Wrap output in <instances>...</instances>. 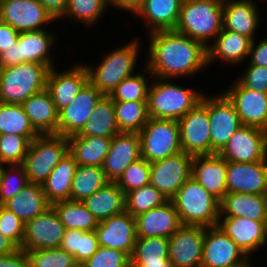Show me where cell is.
<instances>
[{"mask_svg": "<svg viewBox=\"0 0 267 267\" xmlns=\"http://www.w3.org/2000/svg\"><path fill=\"white\" fill-rule=\"evenodd\" d=\"M148 36V59L143 66L153 77L175 81L208 68L207 48L201 42L175 30L156 31Z\"/></svg>", "mask_w": 267, "mask_h": 267, "instance_id": "obj_1", "label": "cell"}, {"mask_svg": "<svg viewBox=\"0 0 267 267\" xmlns=\"http://www.w3.org/2000/svg\"><path fill=\"white\" fill-rule=\"evenodd\" d=\"M141 45V41L135 38L105 53L98 66L85 63L89 82L103 95L109 96L124 79L137 73Z\"/></svg>", "mask_w": 267, "mask_h": 267, "instance_id": "obj_2", "label": "cell"}, {"mask_svg": "<svg viewBox=\"0 0 267 267\" xmlns=\"http://www.w3.org/2000/svg\"><path fill=\"white\" fill-rule=\"evenodd\" d=\"M148 91V116L155 119L179 120L193 109L206 91L187 88L172 79L153 77Z\"/></svg>", "mask_w": 267, "mask_h": 267, "instance_id": "obj_3", "label": "cell"}, {"mask_svg": "<svg viewBox=\"0 0 267 267\" xmlns=\"http://www.w3.org/2000/svg\"><path fill=\"white\" fill-rule=\"evenodd\" d=\"M223 28V0H183L175 31L206 48Z\"/></svg>", "mask_w": 267, "mask_h": 267, "instance_id": "obj_4", "label": "cell"}, {"mask_svg": "<svg viewBox=\"0 0 267 267\" xmlns=\"http://www.w3.org/2000/svg\"><path fill=\"white\" fill-rule=\"evenodd\" d=\"M182 225L217 226L219 201L190 177L171 199Z\"/></svg>", "mask_w": 267, "mask_h": 267, "instance_id": "obj_5", "label": "cell"}, {"mask_svg": "<svg viewBox=\"0 0 267 267\" xmlns=\"http://www.w3.org/2000/svg\"><path fill=\"white\" fill-rule=\"evenodd\" d=\"M48 72L46 65L35 62L0 68V102L23 104L46 88Z\"/></svg>", "mask_w": 267, "mask_h": 267, "instance_id": "obj_6", "label": "cell"}, {"mask_svg": "<svg viewBox=\"0 0 267 267\" xmlns=\"http://www.w3.org/2000/svg\"><path fill=\"white\" fill-rule=\"evenodd\" d=\"M68 152V137L58 134L38 135L31 141L22 163L29 183L42 185Z\"/></svg>", "mask_w": 267, "mask_h": 267, "instance_id": "obj_7", "label": "cell"}, {"mask_svg": "<svg viewBox=\"0 0 267 267\" xmlns=\"http://www.w3.org/2000/svg\"><path fill=\"white\" fill-rule=\"evenodd\" d=\"M138 134L141 157L149 163L182 151L178 120L149 118Z\"/></svg>", "mask_w": 267, "mask_h": 267, "instance_id": "obj_8", "label": "cell"}, {"mask_svg": "<svg viewBox=\"0 0 267 267\" xmlns=\"http://www.w3.org/2000/svg\"><path fill=\"white\" fill-rule=\"evenodd\" d=\"M182 151L191 156L211 155L208 94L178 120Z\"/></svg>", "mask_w": 267, "mask_h": 267, "instance_id": "obj_9", "label": "cell"}, {"mask_svg": "<svg viewBox=\"0 0 267 267\" xmlns=\"http://www.w3.org/2000/svg\"><path fill=\"white\" fill-rule=\"evenodd\" d=\"M193 156L181 151L150 163V184L171 200L191 177Z\"/></svg>", "mask_w": 267, "mask_h": 267, "instance_id": "obj_10", "label": "cell"}, {"mask_svg": "<svg viewBox=\"0 0 267 267\" xmlns=\"http://www.w3.org/2000/svg\"><path fill=\"white\" fill-rule=\"evenodd\" d=\"M227 162L250 163L267 159V131L242 125L218 153Z\"/></svg>", "mask_w": 267, "mask_h": 267, "instance_id": "obj_11", "label": "cell"}, {"mask_svg": "<svg viewBox=\"0 0 267 267\" xmlns=\"http://www.w3.org/2000/svg\"><path fill=\"white\" fill-rule=\"evenodd\" d=\"M211 155L218 154L242 126L234 105L220 92L208 95Z\"/></svg>", "mask_w": 267, "mask_h": 267, "instance_id": "obj_12", "label": "cell"}, {"mask_svg": "<svg viewBox=\"0 0 267 267\" xmlns=\"http://www.w3.org/2000/svg\"><path fill=\"white\" fill-rule=\"evenodd\" d=\"M0 20L19 33L46 29L57 22L39 0H0Z\"/></svg>", "mask_w": 267, "mask_h": 267, "instance_id": "obj_13", "label": "cell"}, {"mask_svg": "<svg viewBox=\"0 0 267 267\" xmlns=\"http://www.w3.org/2000/svg\"><path fill=\"white\" fill-rule=\"evenodd\" d=\"M250 259L217 225L205 227L201 267H239Z\"/></svg>", "mask_w": 267, "mask_h": 267, "instance_id": "obj_14", "label": "cell"}, {"mask_svg": "<svg viewBox=\"0 0 267 267\" xmlns=\"http://www.w3.org/2000/svg\"><path fill=\"white\" fill-rule=\"evenodd\" d=\"M65 230V226L51 206L42 214L25 222L21 249L27 252L59 248Z\"/></svg>", "mask_w": 267, "mask_h": 267, "instance_id": "obj_15", "label": "cell"}, {"mask_svg": "<svg viewBox=\"0 0 267 267\" xmlns=\"http://www.w3.org/2000/svg\"><path fill=\"white\" fill-rule=\"evenodd\" d=\"M222 93L234 105L242 125L267 131V93L246 88L238 79Z\"/></svg>", "mask_w": 267, "mask_h": 267, "instance_id": "obj_16", "label": "cell"}, {"mask_svg": "<svg viewBox=\"0 0 267 267\" xmlns=\"http://www.w3.org/2000/svg\"><path fill=\"white\" fill-rule=\"evenodd\" d=\"M205 227L182 225L168 238V258L173 267H201Z\"/></svg>", "mask_w": 267, "mask_h": 267, "instance_id": "obj_17", "label": "cell"}, {"mask_svg": "<svg viewBox=\"0 0 267 267\" xmlns=\"http://www.w3.org/2000/svg\"><path fill=\"white\" fill-rule=\"evenodd\" d=\"M56 67L49 69L46 89L48 90L53 102L59 112L68 106L79 91L89 81V74L85 64H73L71 68L58 71Z\"/></svg>", "mask_w": 267, "mask_h": 267, "instance_id": "obj_18", "label": "cell"}, {"mask_svg": "<svg viewBox=\"0 0 267 267\" xmlns=\"http://www.w3.org/2000/svg\"><path fill=\"white\" fill-rule=\"evenodd\" d=\"M218 226L232 238L251 260L253 253L267 246L266 221H253L245 217L219 216Z\"/></svg>", "mask_w": 267, "mask_h": 267, "instance_id": "obj_19", "label": "cell"}, {"mask_svg": "<svg viewBox=\"0 0 267 267\" xmlns=\"http://www.w3.org/2000/svg\"><path fill=\"white\" fill-rule=\"evenodd\" d=\"M102 96L103 94L88 81L74 100L59 111L58 135L70 137L78 134Z\"/></svg>", "mask_w": 267, "mask_h": 267, "instance_id": "obj_20", "label": "cell"}, {"mask_svg": "<svg viewBox=\"0 0 267 267\" xmlns=\"http://www.w3.org/2000/svg\"><path fill=\"white\" fill-rule=\"evenodd\" d=\"M99 246L126 252L130 257L137 240L136 219L128 212L111 216L95 228Z\"/></svg>", "mask_w": 267, "mask_h": 267, "instance_id": "obj_21", "label": "cell"}, {"mask_svg": "<svg viewBox=\"0 0 267 267\" xmlns=\"http://www.w3.org/2000/svg\"><path fill=\"white\" fill-rule=\"evenodd\" d=\"M227 193L267 195V159L250 163L227 162Z\"/></svg>", "mask_w": 267, "mask_h": 267, "instance_id": "obj_22", "label": "cell"}, {"mask_svg": "<svg viewBox=\"0 0 267 267\" xmlns=\"http://www.w3.org/2000/svg\"><path fill=\"white\" fill-rule=\"evenodd\" d=\"M141 158V141L136 132H120L112 138L102 169L108 181L116 182L125 169Z\"/></svg>", "mask_w": 267, "mask_h": 267, "instance_id": "obj_23", "label": "cell"}, {"mask_svg": "<svg viewBox=\"0 0 267 267\" xmlns=\"http://www.w3.org/2000/svg\"><path fill=\"white\" fill-rule=\"evenodd\" d=\"M257 1L223 0V29L256 38L261 23V14Z\"/></svg>", "mask_w": 267, "mask_h": 267, "instance_id": "obj_24", "label": "cell"}, {"mask_svg": "<svg viewBox=\"0 0 267 267\" xmlns=\"http://www.w3.org/2000/svg\"><path fill=\"white\" fill-rule=\"evenodd\" d=\"M227 161L218 154L193 156V177L219 202L227 193L226 188Z\"/></svg>", "mask_w": 267, "mask_h": 267, "instance_id": "obj_25", "label": "cell"}, {"mask_svg": "<svg viewBox=\"0 0 267 267\" xmlns=\"http://www.w3.org/2000/svg\"><path fill=\"white\" fill-rule=\"evenodd\" d=\"M251 42L249 37L222 28L215 40L207 47L208 68L217 60L230 66L245 63L249 56Z\"/></svg>", "mask_w": 267, "mask_h": 267, "instance_id": "obj_26", "label": "cell"}, {"mask_svg": "<svg viewBox=\"0 0 267 267\" xmlns=\"http://www.w3.org/2000/svg\"><path fill=\"white\" fill-rule=\"evenodd\" d=\"M137 237L169 238L182 223L171 200L135 217Z\"/></svg>", "mask_w": 267, "mask_h": 267, "instance_id": "obj_27", "label": "cell"}, {"mask_svg": "<svg viewBox=\"0 0 267 267\" xmlns=\"http://www.w3.org/2000/svg\"><path fill=\"white\" fill-rule=\"evenodd\" d=\"M56 33L52 30L42 29L38 31L21 32L18 36L21 63L35 62L46 65L49 69L55 67L51 50L57 43ZM55 45V46H54Z\"/></svg>", "mask_w": 267, "mask_h": 267, "instance_id": "obj_28", "label": "cell"}, {"mask_svg": "<svg viewBox=\"0 0 267 267\" xmlns=\"http://www.w3.org/2000/svg\"><path fill=\"white\" fill-rule=\"evenodd\" d=\"M183 0H145L134 14L140 17L148 32L175 30Z\"/></svg>", "mask_w": 267, "mask_h": 267, "instance_id": "obj_29", "label": "cell"}, {"mask_svg": "<svg viewBox=\"0 0 267 267\" xmlns=\"http://www.w3.org/2000/svg\"><path fill=\"white\" fill-rule=\"evenodd\" d=\"M22 107L33 128L40 134H58V111L48 90L30 96Z\"/></svg>", "mask_w": 267, "mask_h": 267, "instance_id": "obj_30", "label": "cell"}, {"mask_svg": "<svg viewBox=\"0 0 267 267\" xmlns=\"http://www.w3.org/2000/svg\"><path fill=\"white\" fill-rule=\"evenodd\" d=\"M220 215L266 221L267 195L226 193L219 203Z\"/></svg>", "mask_w": 267, "mask_h": 267, "instance_id": "obj_31", "label": "cell"}, {"mask_svg": "<svg viewBox=\"0 0 267 267\" xmlns=\"http://www.w3.org/2000/svg\"><path fill=\"white\" fill-rule=\"evenodd\" d=\"M112 138L81 136L68 137L69 153L78 165L102 167L107 156Z\"/></svg>", "mask_w": 267, "mask_h": 267, "instance_id": "obj_32", "label": "cell"}, {"mask_svg": "<svg viewBox=\"0 0 267 267\" xmlns=\"http://www.w3.org/2000/svg\"><path fill=\"white\" fill-rule=\"evenodd\" d=\"M82 202L98 222L125 211V193L116 182H107Z\"/></svg>", "mask_w": 267, "mask_h": 267, "instance_id": "obj_33", "label": "cell"}, {"mask_svg": "<svg viewBox=\"0 0 267 267\" xmlns=\"http://www.w3.org/2000/svg\"><path fill=\"white\" fill-rule=\"evenodd\" d=\"M3 206L15 213L25 223L45 212L51 207V204L44 194L42 185L28 183Z\"/></svg>", "mask_w": 267, "mask_h": 267, "instance_id": "obj_34", "label": "cell"}, {"mask_svg": "<svg viewBox=\"0 0 267 267\" xmlns=\"http://www.w3.org/2000/svg\"><path fill=\"white\" fill-rule=\"evenodd\" d=\"M77 166V162L68 152L42 184L44 194L51 205L59 201L70 200L72 180Z\"/></svg>", "mask_w": 267, "mask_h": 267, "instance_id": "obj_35", "label": "cell"}, {"mask_svg": "<svg viewBox=\"0 0 267 267\" xmlns=\"http://www.w3.org/2000/svg\"><path fill=\"white\" fill-rule=\"evenodd\" d=\"M131 267H173L168 258V238L137 237Z\"/></svg>", "mask_w": 267, "mask_h": 267, "instance_id": "obj_36", "label": "cell"}, {"mask_svg": "<svg viewBox=\"0 0 267 267\" xmlns=\"http://www.w3.org/2000/svg\"><path fill=\"white\" fill-rule=\"evenodd\" d=\"M118 133L120 131L116 123L113 101L109 96L103 95L77 135L113 138Z\"/></svg>", "mask_w": 267, "mask_h": 267, "instance_id": "obj_37", "label": "cell"}, {"mask_svg": "<svg viewBox=\"0 0 267 267\" xmlns=\"http://www.w3.org/2000/svg\"><path fill=\"white\" fill-rule=\"evenodd\" d=\"M65 229H79L84 232L93 231L99 224L93 214L81 201L65 200L51 205Z\"/></svg>", "mask_w": 267, "mask_h": 267, "instance_id": "obj_38", "label": "cell"}, {"mask_svg": "<svg viewBox=\"0 0 267 267\" xmlns=\"http://www.w3.org/2000/svg\"><path fill=\"white\" fill-rule=\"evenodd\" d=\"M109 0H67V7L62 17L70 22L83 23V26L92 28L102 19L110 8ZM70 18V19H69Z\"/></svg>", "mask_w": 267, "mask_h": 267, "instance_id": "obj_39", "label": "cell"}, {"mask_svg": "<svg viewBox=\"0 0 267 267\" xmlns=\"http://www.w3.org/2000/svg\"><path fill=\"white\" fill-rule=\"evenodd\" d=\"M0 132L25 136L32 141L40 135L32 126L22 104L0 102Z\"/></svg>", "mask_w": 267, "mask_h": 267, "instance_id": "obj_40", "label": "cell"}, {"mask_svg": "<svg viewBox=\"0 0 267 267\" xmlns=\"http://www.w3.org/2000/svg\"><path fill=\"white\" fill-rule=\"evenodd\" d=\"M107 182L102 167L78 165L72 180L70 200L82 202Z\"/></svg>", "mask_w": 267, "mask_h": 267, "instance_id": "obj_41", "label": "cell"}, {"mask_svg": "<svg viewBox=\"0 0 267 267\" xmlns=\"http://www.w3.org/2000/svg\"><path fill=\"white\" fill-rule=\"evenodd\" d=\"M59 248L72 254L75 262L84 263L98 250L99 243L95 230L66 229Z\"/></svg>", "mask_w": 267, "mask_h": 267, "instance_id": "obj_42", "label": "cell"}, {"mask_svg": "<svg viewBox=\"0 0 267 267\" xmlns=\"http://www.w3.org/2000/svg\"><path fill=\"white\" fill-rule=\"evenodd\" d=\"M141 72V73H140ZM124 79L109 95L113 102H147L153 76L144 66L142 71ZM149 74V76H147ZM147 76V77H146Z\"/></svg>", "mask_w": 267, "mask_h": 267, "instance_id": "obj_43", "label": "cell"}, {"mask_svg": "<svg viewBox=\"0 0 267 267\" xmlns=\"http://www.w3.org/2000/svg\"><path fill=\"white\" fill-rule=\"evenodd\" d=\"M115 118L120 132L139 133L147 123V102H113Z\"/></svg>", "mask_w": 267, "mask_h": 267, "instance_id": "obj_44", "label": "cell"}, {"mask_svg": "<svg viewBox=\"0 0 267 267\" xmlns=\"http://www.w3.org/2000/svg\"><path fill=\"white\" fill-rule=\"evenodd\" d=\"M168 201L169 199L163 193L153 185L148 184L125 194V211L135 218L150 209L164 205Z\"/></svg>", "mask_w": 267, "mask_h": 267, "instance_id": "obj_45", "label": "cell"}, {"mask_svg": "<svg viewBox=\"0 0 267 267\" xmlns=\"http://www.w3.org/2000/svg\"><path fill=\"white\" fill-rule=\"evenodd\" d=\"M28 183L22 164L5 165L0 179V205L15 196Z\"/></svg>", "mask_w": 267, "mask_h": 267, "instance_id": "obj_46", "label": "cell"}, {"mask_svg": "<svg viewBox=\"0 0 267 267\" xmlns=\"http://www.w3.org/2000/svg\"><path fill=\"white\" fill-rule=\"evenodd\" d=\"M31 141L25 136L2 134L0 137V160L5 165L22 164Z\"/></svg>", "mask_w": 267, "mask_h": 267, "instance_id": "obj_47", "label": "cell"}, {"mask_svg": "<svg viewBox=\"0 0 267 267\" xmlns=\"http://www.w3.org/2000/svg\"><path fill=\"white\" fill-rule=\"evenodd\" d=\"M116 183L125 194L150 184V163L139 158L125 169Z\"/></svg>", "mask_w": 267, "mask_h": 267, "instance_id": "obj_48", "label": "cell"}, {"mask_svg": "<svg viewBox=\"0 0 267 267\" xmlns=\"http://www.w3.org/2000/svg\"><path fill=\"white\" fill-rule=\"evenodd\" d=\"M32 267H71L74 257L61 248L27 251Z\"/></svg>", "mask_w": 267, "mask_h": 267, "instance_id": "obj_49", "label": "cell"}, {"mask_svg": "<svg viewBox=\"0 0 267 267\" xmlns=\"http://www.w3.org/2000/svg\"><path fill=\"white\" fill-rule=\"evenodd\" d=\"M84 263L86 267H131V257L121 250L99 246Z\"/></svg>", "mask_w": 267, "mask_h": 267, "instance_id": "obj_50", "label": "cell"}, {"mask_svg": "<svg viewBox=\"0 0 267 267\" xmlns=\"http://www.w3.org/2000/svg\"><path fill=\"white\" fill-rule=\"evenodd\" d=\"M25 223L12 211L0 205V233L21 249Z\"/></svg>", "mask_w": 267, "mask_h": 267, "instance_id": "obj_51", "label": "cell"}, {"mask_svg": "<svg viewBox=\"0 0 267 267\" xmlns=\"http://www.w3.org/2000/svg\"><path fill=\"white\" fill-rule=\"evenodd\" d=\"M238 80L246 87L255 91L267 93V67L247 64Z\"/></svg>", "mask_w": 267, "mask_h": 267, "instance_id": "obj_52", "label": "cell"}, {"mask_svg": "<svg viewBox=\"0 0 267 267\" xmlns=\"http://www.w3.org/2000/svg\"><path fill=\"white\" fill-rule=\"evenodd\" d=\"M248 64L267 67V36L257 41V37L251 42Z\"/></svg>", "mask_w": 267, "mask_h": 267, "instance_id": "obj_53", "label": "cell"}, {"mask_svg": "<svg viewBox=\"0 0 267 267\" xmlns=\"http://www.w3.org/2000/svg\"><path fill=\"white\" fill-rule=\"evenodd\" d=\"M0 267H32L26 251L18 249L11 254L0 255Z\"/></svg>", "mask_w": 267, "mask_h": 267, "instance_id": "obj_54", "label": "cell"}, {"mask_svg": "<svg viewBox=\"0 0 267 267\" xmlns=\"http://www.w3.org/2000/svg\"><path fill=\"white\" fill-rule=\"evenodd\" d=\"M19 32L0 20V54L18 41Z\"/></svg>", "mask_w": 267, "mask_h": 267, "instance_id": "obj_55", "label": "cell"}, {"mask_svg": "<svg viewBox=\"0 0 267 267\" xmlns=\"http://www.w3.org/2000/svg\"><path fill=\"white\" fill-rule=\"evenodd\" d=\"M21 64L19 43L16 41L10 48L0 54V68Z\"/></svg>", "mask_w": 267, "mask_h": 267, "instance_id": "obj_56", "label": "cell"}, {"mask_svg": "<svg viewBox=\"0 0 267 267\" xmlns=\"http://www.w3.org/2000/svg\"><path fill=\"white\" fill-rule=\"evenodd\" d=\"M45 10L56 20H62L67 7V0H39Z\"/></svg>", "mask_w": 267, "mask_h": 267, "instance_id": "obj_57", "label": "cell"}, {"mask_svg": "<svg viewBox=\"0 0 267 267\" xmlns=\"http://www.w3.org/2000/svg\"><path fill=\"white\" fill-rule=\"evenodd\" d=\"M145 0H109L111 9L124 10L126 13L134 14L144 4Z\"/></svg>", "mask_w": 267, "mask_h": 267, "instance_id": "obj_58", "label": "cell"}, {"mask_svg": "<svg viewBox=\"0 0 267 267\" xmlns=\"http://www.w3.org/2000/svg\"><path fill=\"white\" fill-rule=\"evenodd\" d=\"M19 248L6 236L0 233V255L11 254Z\"/></svg>", "mask_w": 267, "mask_h": 267, "instance_id": "obj_59", "label": "cell"}, {"mask_svg": "<svg viewBox=\"0 0 267 267\" xmlns=\"http://www.w3.org/2000/svg\"><path fill=\"white\" fill-rule=\"evenodd\" d=\"M71 267H86L85 263L75 262Z\"/></svg>", "mask_w": 267, "mask_h": 267, "instance_id": "obj_60", "label": "cell"}, {"mask_svg": "<svg viewBox=\"0 0 267 267\" xmlns=\"http://www.w3.org/2000/svg\"><path fill=\"white\" fill-rule=\"evenodd\" d=\"M4 167H5V164L0 160V179H1L2 171Z\"/></svg>", "mask_w": 267, "mask_h": 267, "instance_id": "obj_61", "label": "cell"}, {"mask_svg": "<svg viewBox=\"0 0 267 267\" xmlns=\"http://www.w3.org/2000/svg\"><path fill=\"white\" fill-rule=\"evenodd\" d=\"M239 267H254L253 260H250L246 265L239 266Z\"/></svg>", "mask_w": 267, "mask_h": 267, "instance_id": "obj_62", "label": "cell"}]
</instances>
